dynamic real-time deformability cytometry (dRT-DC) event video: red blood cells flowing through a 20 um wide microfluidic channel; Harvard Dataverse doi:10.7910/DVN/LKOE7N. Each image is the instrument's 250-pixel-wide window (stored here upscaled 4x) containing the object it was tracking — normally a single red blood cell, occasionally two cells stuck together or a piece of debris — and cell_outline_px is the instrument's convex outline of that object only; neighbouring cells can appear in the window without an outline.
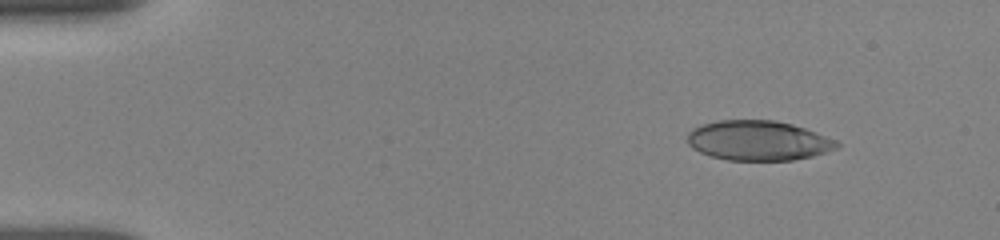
{"species": "human", "species_latin": "Homo sapiens", "temperature_condition": "room temperature", "stored_images_in_passage": 19, "camera_frame_rate_fps": 3000, "um_per_image_px": 0.085, "donor": {"sex": "female"}, "frame": {"image": 1, "passage_image": 2, "time_ms": 1.0, "image_size_px": [1000, 240], "cell_outline_px": [[840, 144], [836, 148], [828, 152], [812, 156], [792, 160], [728, 160], [712, 156], [700, 152], [692, 148], [688, 144], [688, 132], [692, 128], [716, 120], [772, 120], [792, 124], [816, 132], [836, 140]], "centroid_in_image_um": [64.45, 11.95], "position_along_channel_um": 20.6, "area_um2": 34.62}}
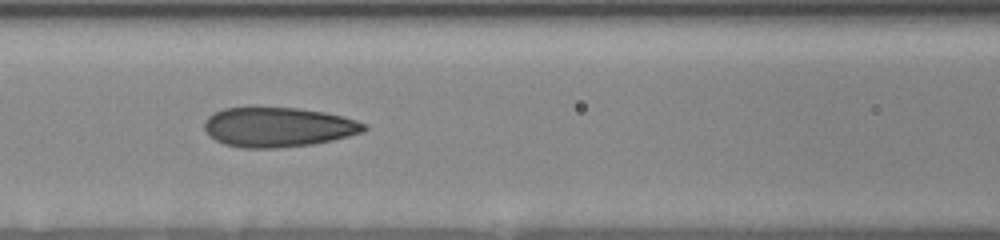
{"frame": {"image": 2, "passage_image": 14, "time_ms": 6.667, "image_size_px": [1000, 240], "cell_outline_px": [[368, 128], [364, 132], [332, 140], [312, 144], [276, 148], [240, 148], [224, 144], [216, 140], [204, 128], [204, 120], [208, 116], [224, 108], [256, 104], [300, 108], [324, 112], [344, 116], [368, 124]], "centroid_in_image_um": [23.63, 10.76], "position_along_channel_um": 143.0, "area_um2": 37.97}}
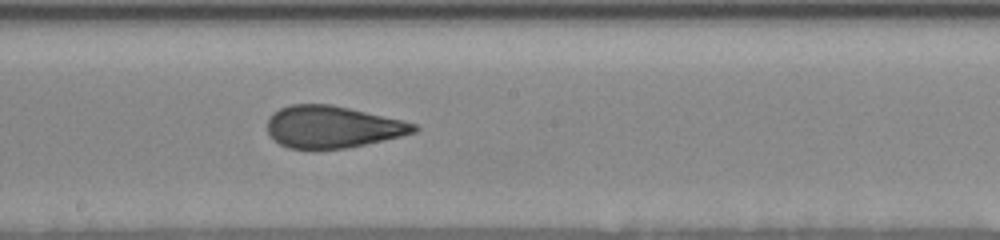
{"frame": {"image": 3, "passage_image": 19, "time_ms": 8.667, "image_size_px": [1000, 240], "cell_outline_px": [[420, 128], [416, 132], [400, 136], [364, 144], [344, 148], [312, 152], [288, 148], [280, 144], [268, 132], [268, 120], [272, 112], [280, 108], [292, 104], [332, 104], [404, 120], [416, 124]], "centroid_in_image_um": [28.24, 10.81], "position_along_channel_um": 220.0, "area_um2": 36.41}}